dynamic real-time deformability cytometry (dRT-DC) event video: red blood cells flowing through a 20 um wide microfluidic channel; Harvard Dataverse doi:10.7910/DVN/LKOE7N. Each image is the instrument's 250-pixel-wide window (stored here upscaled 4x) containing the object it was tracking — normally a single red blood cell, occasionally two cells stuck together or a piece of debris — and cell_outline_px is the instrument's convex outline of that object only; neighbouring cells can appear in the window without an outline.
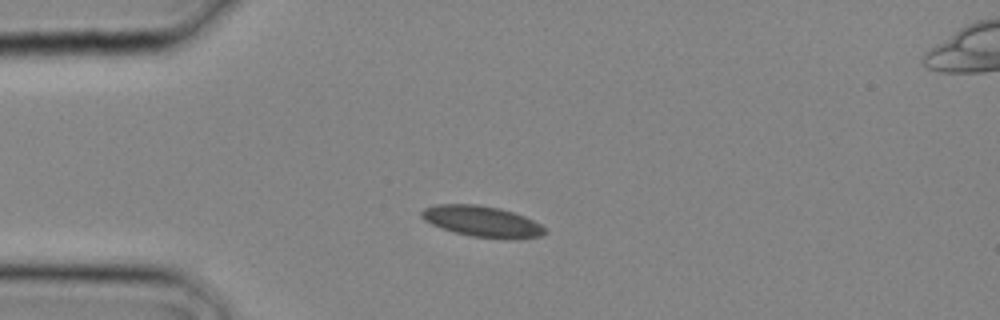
{"species": "common noctule bat (a hibernating species)", "species_latin": "Nyctalus noctula", "temperature_condition": "cold", "stored_images_in_passage": 8, "camera_frame_rate_fps": 3000, "um_per_image_px": 0.085, "animal": {"sex": "male", "body_mass_g": 20.4}, "frame": {"image": 1, "passage_image": 1, "time_ms": 0.0, "image_size_px": [1000, 320], "cell_outline_px": [[548, 232], [540, 236], [512, 240], [472, 236], [456, 232], [432, 224], [424, 220], [420, 216], [420, 212], [424, 208], [436, 204], [476, 204], [500, 208], [524, 216], [540, 224]], "centroid_in_image_um": [40.99, 18.82], "position_along_channel_um": 44.0, "area_um2": 22.2}}
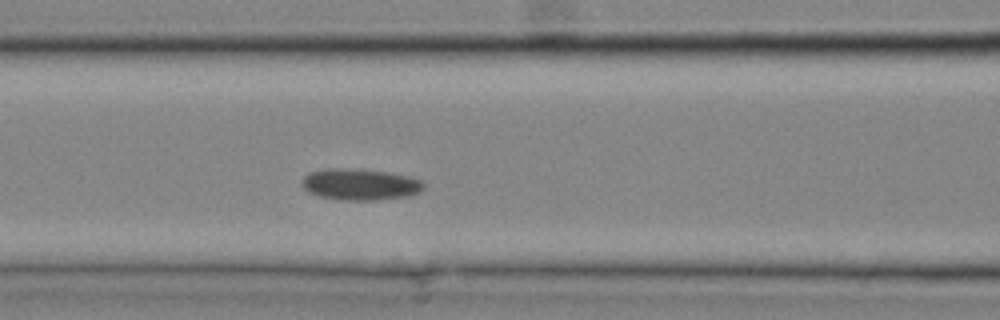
{"frame": {"image": 2, "passage_image": 6, "time_ms": 1.667, "image_size_px": [1000, 320], "cell_outline_px": [[424, 188], [420, 192], [408, 196], [376, 200], [336, 200], [320, 196], [308, 192], [304, 188], [300, 180], [308, 172], [328, 168], [360, 168], [388, 172], [412, 176], [420, 180], [424, 184]], "centroid_in_image_um": [30.6, 15.66], "position_along_channel_um": 136.0, "area_um2": 22.72}}
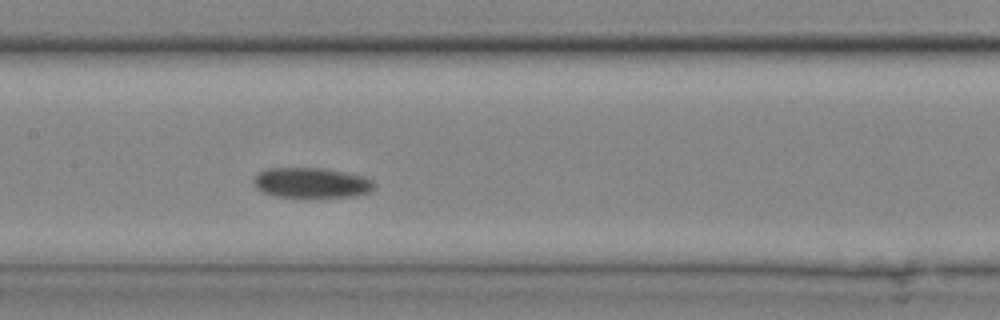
{"frame": {"image": 3, "passage_image": 8, "time_ms": 2.333, "image_size_px": [1000, 320], "cell_outline_px": [[376, 184], [368, 192], [356, 196], [308, 200], [304, 200], [276, 196], [264, 192], [256, 188], [252, 184], [252, 180], [260, 172], [268, 168], [324, 168], [364, 176], [372, 180]], "centroid_in_image_um": [26.47, 15.59], "position_along_channel_um": 180.9, "area_um2": 22.14}}